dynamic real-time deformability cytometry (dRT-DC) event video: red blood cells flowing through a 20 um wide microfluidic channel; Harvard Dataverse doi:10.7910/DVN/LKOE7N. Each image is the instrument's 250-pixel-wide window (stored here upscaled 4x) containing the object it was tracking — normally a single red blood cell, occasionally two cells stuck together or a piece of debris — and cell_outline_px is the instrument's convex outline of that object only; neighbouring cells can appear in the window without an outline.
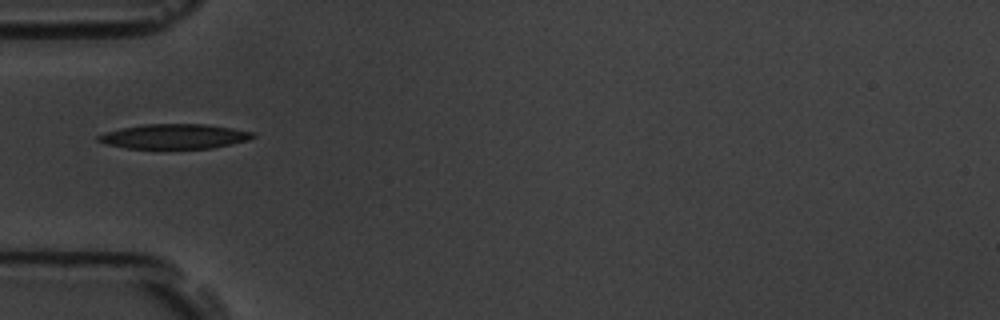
{"species": "common noctule bat (a hibernating species)", "species_latin": "Nyctalus noctula", "temperature_condition": "room temperature", "stored_images_in_passage": 11, "camera_frame_rate_fps": 3000, "um_per_image_px": 0.085, "animal": {"sex": "male", "body_mass_g": 19.5, "forearm_length_mm": 54.6}, "frame": {"image": 1, "passage_image": 1, "time_ms": 0.0, "image_size_px": [1000, 320], "cell_outline_px": [[256, 136], [248, 140], [232, 144], [212, 148], [124, 148], [108, 144], [96, 140], [96, 136], [104, 132], [144, 124], [204, 124], [232, 128], [256, 132]], "centroid_in_image_um": [14.85, 11.59], "position_along_channel_um": 70.2, "area_um2": 22.25}}
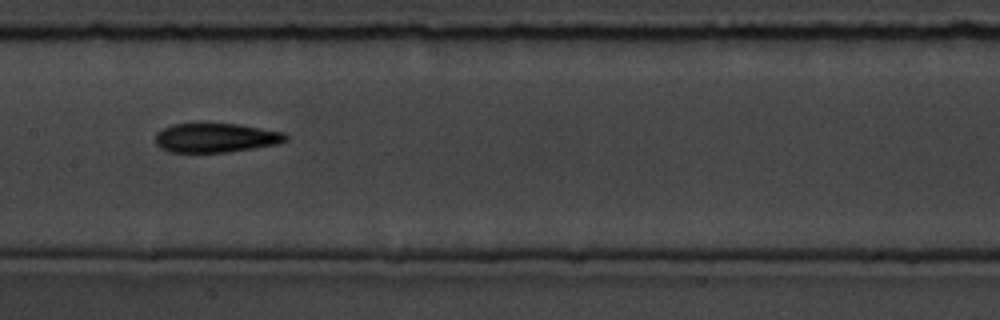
{"frame": {"image": 2, "passage_image": 4, "time_ms": 3.333, "image_size_px": [1000, 320], "cell_outline_px": [[288, 140], [276, 144], [228, 152], [168, 152], [160, 148], [156, 144], [156, 132], [172, 124], [236, 124], [284, 132], [288, 136]], "centroid_in_image_um": [18.32, 11.72], "position_along_channel_um": 189.1, "area_um2": 22.02}}
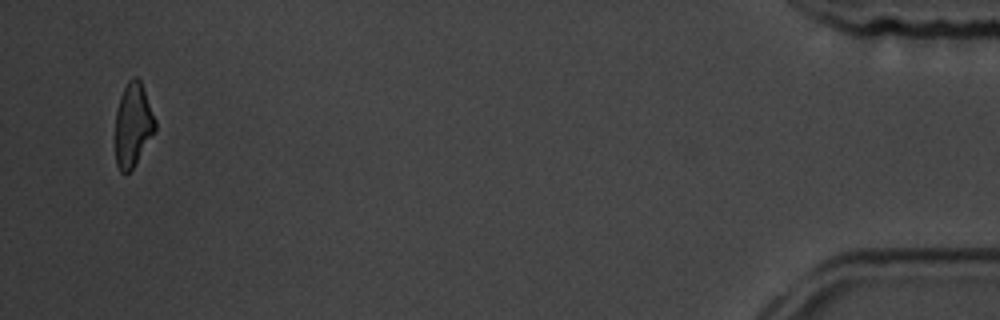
{"frame": {"image": 3, "passage_image": 11, "time_ms": 12.333, "image_size_px": [1000, 320], "cell_outline_px": [[156, 128], [132, 168], [128, 172], [120, 172], [116, 164], [116, 112], [120, 96], [128, 80], [132, 76], [136, 76], [140, 80], [156, 120]], "centroid_in_image_um": [11.29, 10.57], "position_along_channel_um": 423.9, "area_um2": 19.02}, "authors_computed_cell_mechanics": {"area_um2": 22.0218, "velocity_mm_per_s": 3.5577, "shape_relaxation_time_tau1_ms": null, "shape_relaxation_time_tau2_ms": 3.9742, "deformation_change_tau1": null, "deformation_change_tau2": 0.108}}